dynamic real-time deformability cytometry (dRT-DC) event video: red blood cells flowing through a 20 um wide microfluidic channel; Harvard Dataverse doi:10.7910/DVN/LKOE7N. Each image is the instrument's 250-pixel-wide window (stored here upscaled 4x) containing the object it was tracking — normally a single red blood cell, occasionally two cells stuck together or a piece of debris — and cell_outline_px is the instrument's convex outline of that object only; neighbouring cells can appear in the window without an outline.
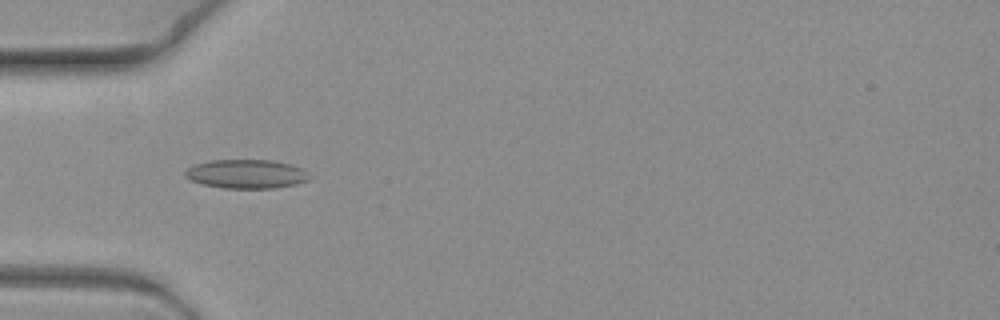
{"species": "common noctule bat (a hibernating species)", "species_latin": "Nyctalus noctula", "temperature_condition": "warm", "stored_images_in_passage": 3, "camera_frame_rate_fps": 3000, "um_per_image_px": 0.085, "animal": {"sex": "female", "body_mass_g": 19.3, "forearm_length_mm": 54.1}, "frame": {"image": 1, "passage_image": 2, "time_ms": 0.333, "image_size_px": [1000, 320], "cell_outline_px": [[312, 176], [308, 180], [296, 184], [276, 188], [224, 188], [204, 184], [192, 180], [184, 176], [184, 172], [188, 168], [196, 164], [212, 160], [272, 160], [292, 164], [300, 168]], "centroid_in_image_um": [20.97, 14.78], "position_along_channel_um": 64.0, "area_um2": 20.87}}
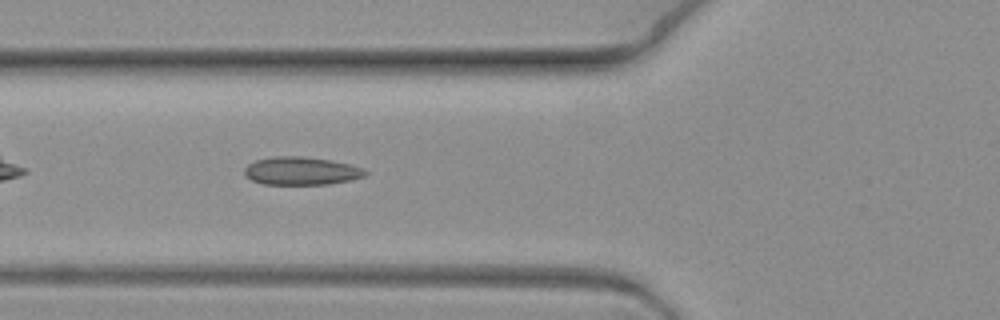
{"frame": {"image": 2, "passage_image": 3, "time_ms": 0.667, "image_size_px": [1000, 320], "cell_outline_px": [[368, 172], [364, 176], [352, 180], [328, 184], [264, 184], [252, 180], [244, 176], [244, 168], [248, 164], [256, 160], [276, 156], [304, 156], [332, 160], [352, 164], [364, 168]], "centroid_in_image_um": [25.63, 14.52], "position_along_channel_um": 100.2, "area_um2": 19.94}}